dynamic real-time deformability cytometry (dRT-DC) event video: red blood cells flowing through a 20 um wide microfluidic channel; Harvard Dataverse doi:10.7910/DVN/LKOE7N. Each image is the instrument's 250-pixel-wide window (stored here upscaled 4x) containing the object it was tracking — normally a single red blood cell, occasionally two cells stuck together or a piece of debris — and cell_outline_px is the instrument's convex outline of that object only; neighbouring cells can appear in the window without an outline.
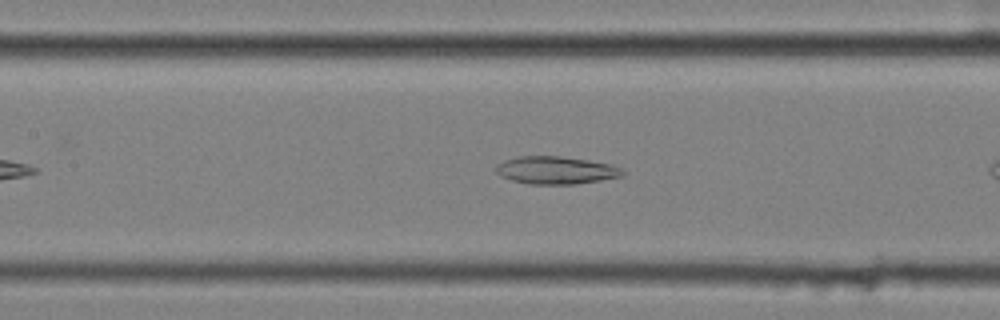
{"species": "common noctule bat (a hibernating species)", "species_latin": "Nyctalus noctula", "temperature_condition": "cold", "stored_images_in_passage": 12, "camera_frame_rate_fps": 3000, "um_per_image_px": 0.085, "animal": {"sex": "female", "body_mass_g": 25.1}, "frame": {"image": 1, "passage_image": 10, "time_ms": 3.0, "image_size_px": [1000, 320], "cell_outline_px": [[624, 176], [576, 184], [532, 184], [512, 180], [500, 176], [496, 172], [496, 164], [504, 160], [520, 156], [560, 156], [588, 160], [612, 164], [620, 168], [624, 172]], "centroid_in_image_um": [47.25, 14.46], "position_along_channel_um": 160.1, "area_um2": 20.4}}